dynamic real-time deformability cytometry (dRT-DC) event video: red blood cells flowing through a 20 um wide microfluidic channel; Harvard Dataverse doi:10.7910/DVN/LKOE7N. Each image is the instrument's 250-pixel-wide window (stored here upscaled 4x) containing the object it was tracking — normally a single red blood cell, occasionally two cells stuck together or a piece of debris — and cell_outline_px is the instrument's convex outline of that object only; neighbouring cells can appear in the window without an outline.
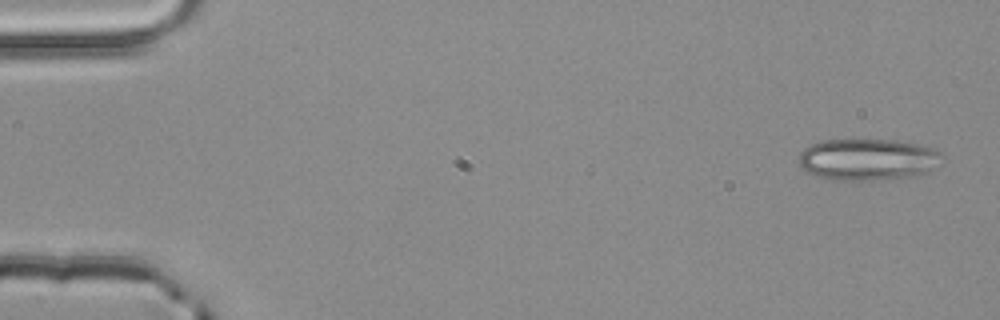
{"species": "common noctule bat (a hibernating species)", "species_latin": "Nyctalus noctula", "temperature_condition": "room temperature", "stored_images_in_passage": 3, "camera_frame_rate_fps": 3000, "um_per_image_px": 0.085, "animal": {"sex": "male", "body_mass_g": 20.4}, "frame": {"image": 1, "passage_image": 1, "time_ms": 0.0, "image_size_px": [1000, 320], "cell_outline_px": [[944, 156], [928, 172], [904, 180], [832, 180], [808, 172], [800, 168], [800, 152], [804, 148], [812, 144], [824, 140], [896, 140], [920, 144], [936, 148]], "centroid_in_image_um": [73.82, 13.57], "position_along_channel_um": 11.2, "area_um2": 35.26}}